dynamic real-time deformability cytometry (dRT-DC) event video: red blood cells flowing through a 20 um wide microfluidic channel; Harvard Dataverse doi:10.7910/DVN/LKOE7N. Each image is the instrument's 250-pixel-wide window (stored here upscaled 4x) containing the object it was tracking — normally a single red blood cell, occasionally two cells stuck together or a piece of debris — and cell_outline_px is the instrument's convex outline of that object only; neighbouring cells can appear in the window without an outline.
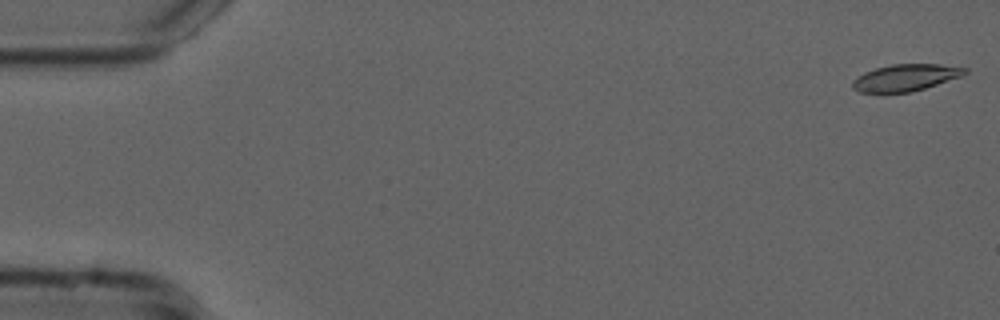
{"species": "common noctule bat (a hibernating species)", "species_latin": "Nyctalus noctula", "temperature_condition": "cold", "stored_images_in_passage": 54, "camera_frame_rate_fps": 3000, "um_per_image_px": 0.085, "animal": {"sex": "male", "forearm_length_mm": 52.5}, "frame": {"image": 1, "passage_image": 1, "time_ms": 0.0, "image_size_px": [1000, 320], "cell_outline_px": [[968, 72], [964, 76], [924, 88], [908, 92], [860, 92], [852, 88], [852, 80], [864, 72], [876, 68], [892, 64], [940, 64], [968, 68]], "centroid_in_image_um": [77.0, 6.58], "position_along_channel_um": 8.0, "area_um2": 17.51}}
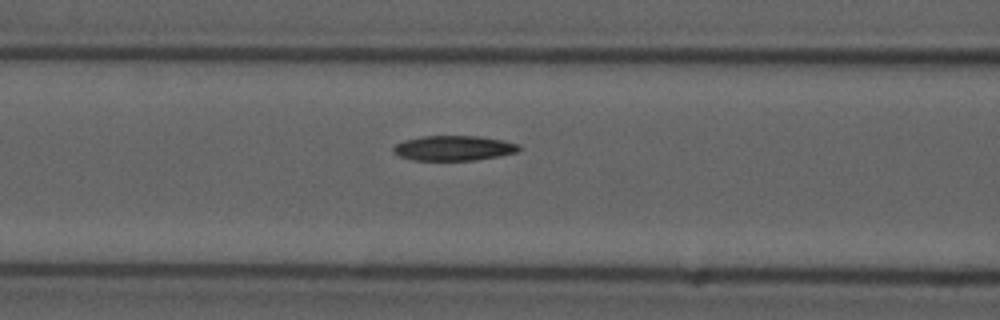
{"frame": {"image": 2, "passage_image": 22, "time_ms": 7.0, "image_size_px": [1000, 320], "cell_outline_px": [[520, 148], [516, 152], [500, 156], [476, 160], [412, 160], [400, 156], [392, 152], [392, 148], [396, 144], [404, 140], [424, 136], [480, 136], [504, 140], [520, 144]], "centroid_in_image_um": [38.58, 12.59], "position_along_channel_um": 128.0, "area_um2": 18.38}}
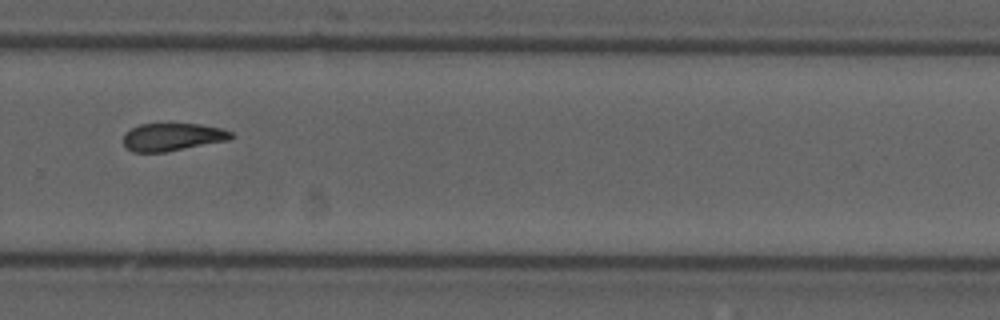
{"frame": {"image": 3, "passage_image": 37, "time_ms": 12.0, "image_size_px": [1000, 320], "cell_outline_px": [[236, 136], [228, 140], [168, 152], [132, 152], [124, 144], [124, 132], [140, 124], [200, 124], [220, 128], [232, 132]], "centroid_in_image_um": [14.67, 11.65], "position_along_channel_um": 315.1, "area_um2": 17.46}}